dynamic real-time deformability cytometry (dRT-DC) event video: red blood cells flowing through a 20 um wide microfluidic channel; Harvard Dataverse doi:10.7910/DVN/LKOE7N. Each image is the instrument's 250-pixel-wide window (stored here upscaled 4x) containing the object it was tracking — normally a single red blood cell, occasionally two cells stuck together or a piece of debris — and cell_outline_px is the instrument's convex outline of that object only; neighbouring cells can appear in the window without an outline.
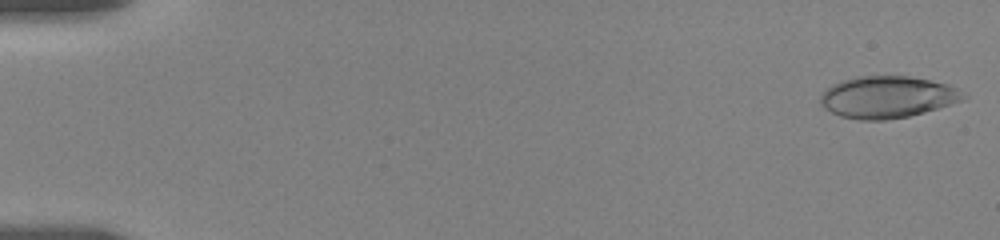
{"species": "human", "species_latin": "Homo sapiens", "temperature_condition": "room temperature", "stored_images_in_passage": 17, "camera_frame_rate_fps": 3000, "um_per_image_px": 0.085, "donor": {"sex": "female"}, "frame": {"image": 1, "passage_image": 1, "time_ms": 0.0, "image_size_px": [1000, 240], "cell_outline_px": [[968, 96], [964, 100], [924, 112], [908, 116], [884, 120], [860, 120], [840, 116], [824, 108], [820, 104], [820, 96], [832, 84], [840, 80], [856, 76], [908, 76], [948, 84], [956, 88]], "centroid_in_image_um": [75.41, 8.25], "position_along_channel_um": 9.6, "area_um2": 34.8}}